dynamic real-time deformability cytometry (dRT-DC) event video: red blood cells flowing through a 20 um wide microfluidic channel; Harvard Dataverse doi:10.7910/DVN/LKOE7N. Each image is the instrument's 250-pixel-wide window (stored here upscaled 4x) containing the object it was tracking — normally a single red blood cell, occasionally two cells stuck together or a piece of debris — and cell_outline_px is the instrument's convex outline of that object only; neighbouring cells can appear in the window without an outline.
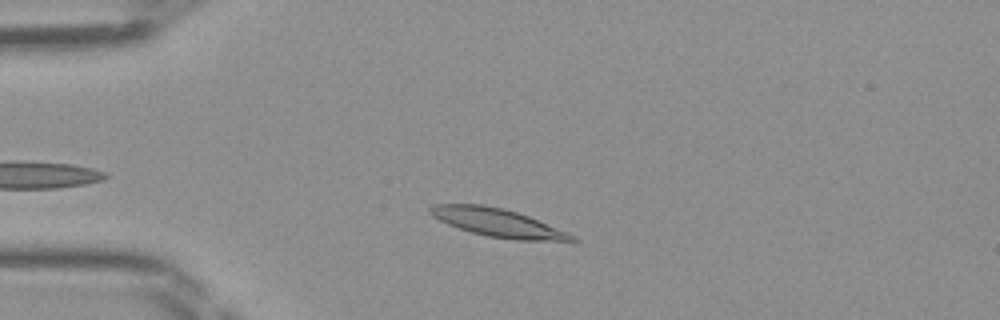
{"species": "Egyptian fruit bat (a non-hibernating species)", "species_latin": "Rousettus aegyptiacus", "temperature_condition": "room temperature", "stored_images_in_passage": 34, "camera_frame_rate_fps": 3000, "um_per_image_px": 0.085, "frame": {"image": 1, "passage_image": 7, "time_ms": 2.0, "image_size_px": [1000, 320], "cell_outline_px": [[580, 240], [516, 240], [488, 236], [472, 232], [448, 224], [432, 216], [428, 212], [428, 208], [436, 204], [484, 204], [504, 208], [528, 216], [568, 232], [576, 236]], "centroid_in_image_um": [42.28, 18.91], "position_along_channel_um": 42.7, "area_um2": 23.0}}
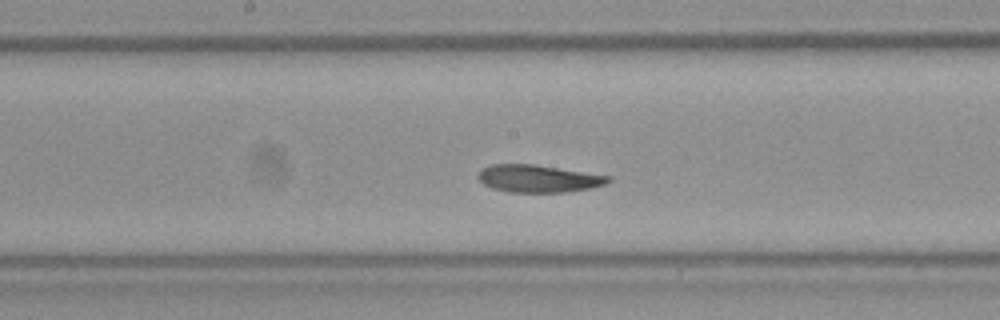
{"frame": {"image": 2, "passage_image": 20, "time_ms": 6.333, "image_size_px": [1000, 320], "cell_outline_px": [[612, 180], [604, 184], [588, 188], [564, 192], [508, 192], [492, 188], [484, 184], [476, 176], [480, 168], [488, 164], [536, 164], [612, 176]], "centroid_in_image_um": [45.72, 15.16], "position_along_channel_um": 202.5, "area_um2": 20.98}}
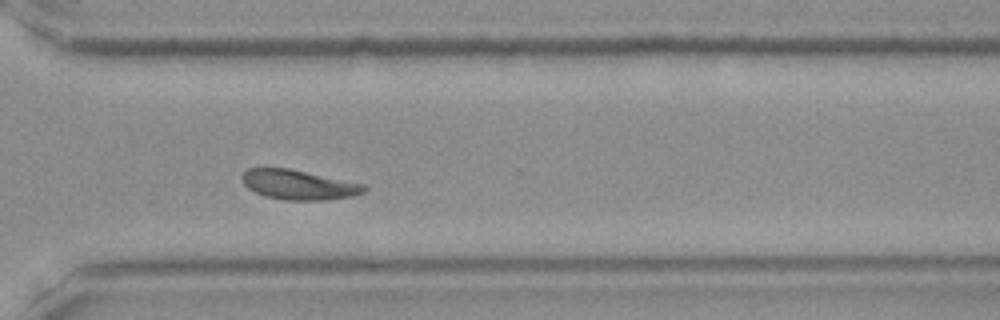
{"frame": {"image": 3, "passage_image": 30, "time_ms": 9.667, "image_size_px": [1000, 320], "cell_outline_px": [[368, 188], [364, 192], [352, 196], [324, 200], [284, 200], [264, 196], [248, 188], [240, 180], [240, 176], [248, 168], [288, 168], [364, 184]], "centroid_in_image_um": [25.35, 15.7], "position_along_channel_um": 345.2, "area_um2": 21.1}}